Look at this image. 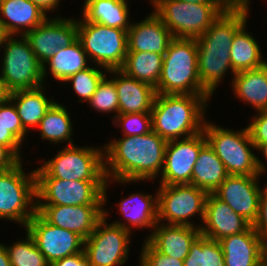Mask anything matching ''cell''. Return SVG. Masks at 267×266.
I'll return each instance as SVG.
<instances>
[{
    "label": "cell",
    "mask_w": 267,
    "mask_h": 266,
    "mask_svg": "<svg viewBox=\"0 0 267 266\" xmlns=\"http://www.w3.org/2000/svg\"><path fill=\"white\" fill-rule=\"evenodd\" d=\"M168 141L156 132L139 136L113 138L104 147V205L111 183L125 184L152 181L163 170L165 149Z\"/></svg>",
    "instance_id": "6da1fadb"
},
{
    "label": "cell",
    "mask_w": 267,
    "mask_h": 266,
    "mask_svg": "<svg viewBox=\"0 0 267 266\" xmlns=\"http://www.w3.org/2000/svg\"><path fill=\"white\" fill-rule=\"evenodd\" d=\"M249 12L224 10L197 40L198 74L201 85L213 96L219 83L231 71L230 47L235 34L246 24ZM229 70V71H228Z\"/></svg>",
    "instance_id": "7a4b0ae2"
},
{
    "label": "cell",
    "mask_w": 267,
    "mask_h": 266,
    "mask_svg": "<svg viewBox=\"0 0 267 266\" xmlns=\"http://www.w3.org/2000/svg\"><path fill=\"white\" fill-rule=\"evenodd\" d=\"M211 96L157 93L151 110L152 131L166 141L202 132Z\"/></svg>",
    "instance_id": "3957f363"
},
{
    "label": "cell",
    "mask_w": 267,
    "mask_h": 266,
    "mask_svg": "<svg viewBox=\"0 0 267 266\" xmlns=\"http://www.w3.org/2000/svg\"><path fill=\"white\" fill-rule=\"evenodd\" d=\"M203 133L209 146L223 162L228 175L263 176L266 174L267 165L257 154H254L253 150L256 147L247 126L234 131L231 128L215 125L206 119Z\"/></svg>",
    "instance_id": "277c9868"
},
{
    "label": "cell",
    "mask_w": 267,
    "mask_h": 266,
    "mask_svg": "<svg viewBox=\"0 0 267 266\" xmlns=\"http://www.w3.org/2000/svg\"><path fill=\"white\" fill-rule=\"evenodd\" d=\"M158 94L211 95L200 82L196 38H173L163 55Z\"/></svg>",
    "instance_id": "5b68a950"
},
{
    "label": "cell",
    "mask_w": 267,
    "mask_h": 266,
    "mask_svg": "<svg viewBox=\"0 0 267 266\" xmlns=\"http://www.w3.org/2000/svg\"><path fill=\"white\" fill-rule=\"evenodd\" d=\"M43 163V164H42ZM35 168L36 178H58L74 181H106L104 147L64 146L49 160Z\"/></svg>",
    "instance_id": "8992f818"
},
{
    "label": "cell",
    "mask_w": 267,
    "mask_h": 266,
    "mask_svg": "<svg viewBox=\"0 0 267 266\" xmlns=\"http://www.w3.org/2000/svg\"><path fill=\"white\" fill-rule=\"evenodd\" d=\"M150 5L174 38L201 36L224 11L216 2L155 0Z\"/></svg>",
    "instance_id": "52a82bcc"
},
{
    "label": "cell",
    "mask_w": 267,
    "mask_h": 266,
    "mask_svg": "<svg viewBox=\"0 0 267 266\" xmlns=\"http://www.w3.org/2000/svg\"><path fill=\"white\" fill-rule=\"evenodd\" d=\"M23 162L0 171V219L25 228L36 213V176L34 169L25 174Z\"/></svg>",
    "instance_id": "ba28073f"
},
{
    "label": "cell",
    "mask_w": 267,
    "mask_h": 266,
    "mask_svg": "<svg viewBox=\"0 0 267 266\" xmlns=\"http://www.w3.org/2000/svg\"><path fill=\"white\" fill-rule=\"evenodd\" d=\"M1 48L0 51H4L0 61V78L9 93L46 85L43 65L25 36L10 35Z\"/></svg>",
    "instance_id": "9c48e42d"
},
{
    "label": "cell",
    "mask_w": 267,
    "mask_h": 266,
    "mask_svg": "<svg viewBox=\"0 0 267 266\" xmlns=\"http://www.w3.org/2000/svg\"><path fill=\"white\" fill-rule=\"evenodd\" d=\"M77 27L78 39L89 62L107 70L123 67L128 52L127 31L87 22L83 18H78Z\"/></svg>",
    "instance_id": "30bf717a"
},
{
    "label": "cell",
    "mask_w": 267,
    "mask_h": 266,
    "mask_svg": "<svg viewBox=\"0 0 267 266\" xmlns=\"http://www.w3.org/2000/svg\"><path fill=\"white\" fill-rule=\"evenodd\" d=\"M158 222L175 225H196L194 216L203 222L205 201L208 193L192 184L159 185ZM191 218V219H190ZM192 221V222H191Z\"/></svg>",
    "instance_id": "8fae6325"
},
{
    "label": "cell",
    "mask_w": 267,
    "mask_h": 266,
    "mask_svg": "<svg viewBox=\"0 0 267 266\" xmlns=\"http://www.w3.org/2000/svg\"><path fill=\"white\" fill-rule=\"evenodd\" d=\"M109 210L104 205V216L93 233L84 240V252L92 266H120L129 257L132 233L114 223H107Z\"/></svg>",
    "instance_id": "7c38bea8"
},
{
    "label": "cell",
    "mask_w": 267,
    "mask_h": 266,
    "mask_svg": "<svg viewBox=\"0 0 267 266\" xmlns=\"http://www.w3.org/2000/svg\"><path fill=\"white\" fill-rule=\"evenodd\" d=\"M105 181L36 178V205H104Z\"/></svg>",
    "instance_id": "4fadbf2b"
},
{
    "label": "cell",
    "mask_w": 267,
    "mask_h": 266,
    "mask_svg": "<svg viewBox=\"0 0 267 266\" xmlns=\"http://www.w3.org/2000/svg\"><path fill=\"white\" fill-rule=\"evenodd\" d=\"M25 231L34 239L39 251L50 264L84 249V239L77 233L51 225L37 212L27 223Z\"/></svg>",
    "instance_id": "5bb4252c"
},
{
    "label": "cell",
    "mask_w": 267,
    "mask_h": 266,
    "mask_svg": "<svg viewBox=\"0 0 267 266\" xmlns=\"http://www.w3.org/2000/svg\"><path fill=\"white\" fill-rule=\"evenodd\" d=\"M206 143L203 131L187 138L168 141L159 184H191L193 167L199 151Z\"/></svg>",
    "instance_id": "9a60e30c"
},
{
    "label": "cell",
    "mask_w": 267,
    "mask_h": 266,
    "mask_svg": "<svg viewBox=\"0 0 267 266\" xmlns=\"http://www.w3.org/2000/svg\"><path fill=\"white\" fill-rule=\"evenodd\" d=\"M49 18L24 35L42 65L78 38L77 19L58 14Z\"/></svg>",
    "instance_id": "2e32d148"
},
{
    "label": "cell",
    "mask_w": 267,
    "mask_h": 266,
    "mask_svg": "<svg viewBox=\"0 0 267 266\" xmlns=\"http://www.w3.org/2000/svg\"><path fill=\"white\" fill-rule=\"evenodd\" d=\"M36 212L49 224L73 231L86 240L104 216V205H36Z\"/></svg>",
    "instance_id": "e0dca14e"
},
{
    "label": "cell",
    "mask_w": 267,
    "mask_h": 266,
    "mask_svg": "<svg viewBox=\"0 0 267 266\" xmlns=\"http://www.w3.org/2000/svg\"><path fill=\"white\" fill-rule=\"evenodd\" d=\"M259 177L228 175L213 194L253 224L259 209L261 190Z\"/></svg>",
    "instance_id": "ac0fdd59"
},
{
    "label": "cell",
    "mask_w": 267,
    "mask_h": 266,
    "mask_svg": "<svg viewBox=\"0 0 267 266\" xmlns=\"http://www.w3.org/2000/svg\"><path fill=\"white\" fill-rule=\"evenodd\" d=\"M252 224L232 210L228 204L208 193L205 201L204 219L200 234L211 240L219 241L224 237L246 231Z\"/></svg>",
    "instance_id": "d6986e66"
},
{
    "label": "cell",
    "mask_w": 267,
    "mask_h": 266,
    "mask_svg": "<svg viewBox=\"0 0 267 266\" xmlns=\"http://www.w3.org/2000/svg\"><path fill=\"white\" fill-rule=\"evenodd\" d=\"M107 75L112 77L116 86L119 114L151 113L157 95L155 87L127 76L120 69L108 70Z\"/></svg>",
    "instance_id": "ffe728a7"
},
{
    "label": "cell",
    "mask_w": 267,
    "mask_h": 266,
    "mask_svg": "<svg viewBox=\"0 0 267 266\" xmlns=\"http://www.w3.org/2000/svg\"><path fill=\"white\" fill-rule=\"evenodd\" d=\"M173 38L161 19L151 12L145 19L132 23L128 29V52H156L164 55Z\"/></svg>",
    "instance_id": "44dd1931"
},
{
    "label": "cell",
    "mask_w": 267,
    "mask_h": 266,
    "mask_svg": "<svg viewBox=\"0 0 267 266\" xmlns=\"http://www.w3.org/2000/svg\"><path fill=\"white\" fill-rule=\"evenodd\" d=\"M200 235V228L188 225L157 223L145 240L158 252L184 260L191 244Z\"/></svg>",
    "instance_id": "7402d4cb"
},
{
    "label": "cell",
    "mask_w": 267,
    "mask_h": 266,
    "mask_svg": "<svg viewBox=\"0 0 267 266\" xmlns=\"http://www.w3.org/2000/svg\"><path fill=\"white\" fill-rule=\"evenodd\" d=\"M225 266H261L266 240L260 237L252 225L238 234L219 240Z\"/></svg>",
    "instance_id": "603a6c76"
},
{
    "label": "cell",
    "mask_w": 267,
    "mask_h": 266,
    "mask_svg": "<svg viewBox=\"0 0 267 266\" xmlns=\"http://www.w3.org/2000/svg\"><path fill=\"white\" fill-rule=\"evenodd\" d=\"M155 196V197H154ZM118 214L124 219L114 220L115 225L123 227L133 233L132 228H150L151 231L158 223V193L155 195L144 193H131L117 204ZM124 220H126L124 222Z\"/></svg>",
    "instance_id": "cb8c5ba5"
},
{
    "label": "cell",
    "mask_w": 267,
    "mask_h": 266,
    "mask_svg": "<svg viewBox=\"0 0 267 266\" xmlns=\"http://www.w3.org/2000/svg\"><path fill=\"white\" fill-rule=\"evenodd\" d=\"M48 17L30 0H0V20L9 35L24 36Z\"/></svg>",
    "instance_id": "d4e9b609"
},
{
    "label": "cell",
    "mask_w": 267,
    "mask_h": 266,
    "mask_svg": "<svg viewBox=\"0 0 267 266\" xmlns=\"http://www.w3.org/2000/svg\"><path fill=\"white\" fill-rule=\"evenodd\" d=\"M231 80L230 86L236 98L256 111L267 110V68L264 65L236 72Z\"/></svg>",
    "instance_id": "484cf974"
},
{
    "label": "cell",
    "mask_w": 267,
    "mask_h": 266,
    "mask_svg": "<svg viewBox=\"0 0 267 266\" xmlns=\"http://www.w3.org/2000/svg\"><path fill=\"white\" fill-rule=\"evenodd\" d=\"M45 86L18 90L9 93V99L14 103L23 127L30 133L44 117L46 111L55 102L54 97L46 96Z\"/></svg>",
    "instance_id": "4316f807"
},
{
    "label": "cell",
    "mask_w": 267,
    "mask_h": 266,
    "mask_svg": "<svg viewBox=\"0 0 267 266\" xmlns=\"http://www.w3.org/2000/svg\"><path fill=\"white\" fill-rule=\"evenodd\" d=\"M88 61V56L77 38L69 46L60 48L53 57L43 64L44 83L48 76L47 70H49L51 77L53 76L52 78L64 83L71 75L88 68L90 66Z\"/></svg>",
    "instance_id": "83f0119b"
},
{
    "label": "cell",
    "mask_w": 267,
    "mask_h": 266,
    "mask_svg": "<svg viewBox=\"0 0 267 266\" xmlns=\"http://www.w3.org/2000/svg\"><path fill=\"white\" fill-rule=\"evenodd\" d=\"M227 176L228 173L223 162L206 143L199 151L197 161L193 167L191 184L205 190L207 193H214Z\"/></svg>",
    "instance_id": "f1b7e54d"
},
{
    "label": "cell",
    "mask_w": 267,
    "mask_h": 266,
    "mask_svg": "<svg viewBox=\"0 0 267 266\" xmlns=\"http://www.w3.org/2000/svg\"><path fill=\"white\" fill-rule=\"evenodd\" d=\"M81 14L87 22H95L125 31H128L132 24L128 0H95L87 5Z\"/></svg>",
    "instance_id": "f546056e"
},
{
    "label": "cell",
    "mask_w": 267,
    "mask_h": 266,
    "mask_svg": "<svg viewBox=\"0 0 267 266\" xmlns=\"http://www.w3.org/2000/svg\"><path fill=\"white\" fill-rule=\"evenodd\" d=\"M66 108V106L55 101L46 111L36 127L37 130L39 129L41 139L50 141L54 145L67 141V146L75 144L71 137L74 134L73 123Z\"/></svg>",
    "instance_id": "4dcf8cb0"
},
{
    "label": "cell",
    "mask_w": 267,
    "mask_h": 266,
    "mask_svg": "<svg viewBox=\"0 0 267 266\" xmlns=\"http://www.w3.org/2000/svg\"><path fill=\"white\" fill-rule=\"evenodd\" d=\"M247 23L235 34L230 47V60L235 72L256 69L264 65L258 41L247 31Z\"/></svg>",
    "instance_id": "1f68e13d"
},
{
    "label": "cell",
    "mask_w": 267,
    "mask_h": 266,
    "mask_svg": "<svg viewBox=\"0 0 267 266\" xmlns=\"http://www.w3.org/2000/svg\"><path fill=\"white\" fill-rule=\"evenodd\" d=\"M163 66V55L156 52H127L123 67L120 69L127 76L158 85Z\"/></svg>",
    "instance_id": "d6a6232c"
},
{
    "label": "cell",
    "mask_w": 267,
    "mask_h": 266,
    "mask_svg": "<svg viewBox=\"0 0 267 266\" xmlns=\"http://www.w3.org/2000/svg\"><path fill=\"white\" fill-rule=\"evenodd\" d=\"M184 266H225L224 255L219 241L201 234L191 244Z\"/></svg>",
    "instance_id": "836d02e7"
},
{
    "label": "cell",
    "mask_w": 267,
    "mask_h": 266,
    "mask_svg": "<svg viewBox=\"0 0 267 266\" xmlns=\"http://www.w3.org/2000/svg\"><path fill=\"white\" fill-rule=\"evenodd\" d=\"M25 239L5 244L12 266H49L45 256L37 248L34 239L25 231ZM7 245V246H6Z\"/></svg>",
    "instance_id": "e575fe53"
},
{
    "label": "cell",
    "mask_w": 267,
    "mask_h": 266,
    "mask_svg": "<svg viewBox=\"0 0 267 266\" xmlns=\"http://www.w3.org/2000/svg\"><path fill=\"white\" fill-rule=\"evenodd\" d=\"M92 65L84 70L71 75L65 83L72 84L74 94L79 97L78 102H88L92 95L95 93L99 83L105 76H108V70L101 67H91ZM104 69V71L102 70Z\"/></svg>",
    "instance_id": "d590c367"
},
{
    "label": "cell",
    "mask_w": 267,
    "mask_h": 266,
    "mask_svg": "<svg viewBox=\"0 0 267 266\" xmlns=\"http://www.w3.org/2000/svg\"><path fill=\"white\" fill-rule=\"evenodd\" d=\"M87 104L98 113H113L112 121L119 114V103L116 86L111 77H104L99 83L95 93Z\"/></svg>",
    "instance_id": "8d00e7d4"
},
{
    "label": "cell",
    "mask_w": 267,
    "mask_h": 266,
    "mask_svg": "<svg viewBox=\"0 0 267 266\" xmlns=\"http://www.w3.org/2000/svg\"><path fill=\"white\" fill-rule=\"evenodd\" d=\"M112 123L122 129L123 136H139L152 131L151 113L118 114Z\"/></svg>",
    "instance_id": "74e56055"
},
{
    "label": "cell",
    "mask_w": 267,
    "mask_h": 266,
    "mask_svg": "<svg viewBox=\"0 0 267 266\" xmlns=\"http://www.w3.org/2000/svg\"><path fill=\"white\" fill-rule=\"evenodd\" d=\"M0 123L8 127L22 143L25 142L29 132L23 127L17 109L9 98L0 104Z\"/></svg>",
    "instance_id": "f35d334b"
},
{
    "label": "cell",
    "mask_w": 267,
    "mask_h": 266,
    "mask_svg": "<svg viewBox=\"0 0 267 266\" xmlns=\"http://www.w3.org/2000/svg\"><path fill=\"white\" fill-rule=\"evenodd\" d=\"M139 255L140 266H184V261L156 251L146 240Z\"/></svg>",
    "instance_id": "ab89813d"
},
{
    "label": "cell",
    "mask_w": 267,
    "mask_h": 266,
    "mask_svg": "<svg viewBox=\"0 0 267 266\" xmlns=\"http://www.w3.org/2000/svg\"><path fill=\"white\" fill-rule=\"evenodd\" d=\"M257 115H253L252 120L247 129L249 131L251 140L256 149L267 142V110L256 111Z\"/></svg>",
    "instance_id": "60d3db41"
},
{
    "label": "cell",
    "mask_w": 267,
    "mask_h": 266,
    "mask_svg": "<svg viewBox=\"0 0 267 266\" xmlns=\"http://www.w3.org/2000/svg\"><path fill=\"white\" fill-rule=\"evenodd\" d=\"M252 227L260 237L267 239V183L261 187L258 214Z\"/></svg>",
    "instance_id": "b9f144b4"
},
{
    "label": "cell",
    "mask_w": 267,
    "mask_h": 266,
    "mask_svg": "<svg viewBox=\"0 0 267 266\" xmlns=\"http://www.w3.org/2000/svg\"><path fill=\"white\" fill-rule=\"evenodd\" d=\"M0 144L7 146L20 160H22V143L8 127L0 123Z\"/></svg>",
    "instance_id": "7bdbcfd3"
},
{
    "label": "cell",
    "mask_w": 267,
    "mask_h": 266,
    "mask_svg": "<svg viewBox=\"0 0 267 266\" xmlns=\"http://www.w3.org/2000/svg\"><path fill=\"white\" fill-rule=\"evenodd\" d=\"M49 266H92L84 250L78 254L64 257L49 264Z\"/></svg>",
    "instance_id": "ee69618b"
},
{
    "label": "cell",
    "mask_w": 267,
    "mask_h": 266,
    "mask_svg": "<svg viewBox=\"0 0 267 266\" xmlns=\"http://www.w3.org/2000/svg\"><path fill=\"white\" fill-rule=\"evenodd\" d=\"M20 161L7 146L0 144V171L9 170Z\"/></svg>",
    "instance_id": "f6af8a7d"
},
{
    "label": "cell",
    "mask_w": 267,
    "mask_h": 266,
    "mask_svg": "<svg viewBox=\"0 0 267 266\" xmlns=\"http://www.w3.org/2000/svg\"><path fill=\"white\" fill-rule=\"evenodd\" d=\"M223 10H244L250 12V0H213Z\"/></svg>",
    "instance_id": "bcb514c9"
},
{
    "label": "cell",
    "mask_w": 267,
    "mask_h": 266,
    "mask_svg": "<svg viewBox=\"0 0 267 266\" xmlns=\"http://www.w3.org/2000/svg\"><path fill=\"white\" fill-rule=\"evenodd\" d=\"M37 5L44 13L48 14L59 7L61 0H30ZM58 6V7H57Z\"/></svg>",
    "instance_id": "7dc6e473"
},
{
    "label": "cell",
    "mask_w": 267,
    "mask_h": 266,
    "mask_svg": "<svg viewBox=\"0 0 267 266\" xmlns=\"http://www.w3.org/2000/svg\"><path fill=\"white\" fill-rule=\"evenodd\" d=\"M0 266H12L5 244L0 242Z\"/></svg>",
    "instance_id": "c3c4849f"
},
{
    "label": "cell",
    "mask_w": 267,
    "mask_h": 266,
    "mask_svg": "<svg viewBox=\"0 0 267 266\" xmlns=\"http://www.w3.org/2000/svg\"><path fill=\"white\" fill-rule=\"evenodd\" d=\"M9 98V92L6 89L4 82L0 78V104L5 102Z\"/></svg>",
    "instance_id": "681fc988"
},
{
    "label": "cell",
    "mask_w": 267,
    "mask_h": 266,
    "mask_svg": "<svg viewBox=\"0 0 267 266\" xmlns=\"http://www.w3.org/2000/svg\"><path fill=\"white\" fill-rule=\"evenodd\" d=\"M10 35L7 33L4 24L2 23V21L0 20V48L2 47V45L4 44V42L6 41V39L9 37Z\"/></svg>",
    "instance_id": "f907efd6"
},
{
    "label": "cell",
    "mask_w": 267,
    "mask_h": 266,
    "mask_svg": "<svg viewBox=\"0 0 267 266\" xmlns=\"http://www.w3.org/2000/svg\"><path fill=\"white\" fill-rule=\"evenodd\" d=\"M259 151V153L262 154V156L265 158V162H267V142L264 144H261L257 149L256 152Z\"/></svg>",
    "instance_id": "816d5d0a"
},
{
    "label": "cell",
    "mask_w": 267,
    "mask_h": 266,
    "mask_svg": "<svg viewBox=\"0 0 267 266\" xmlns=\"http://www.w3.org/2000/svg\"><path fill=\"white\" fill-rule=\"evenodd\" d=\"M261 266H267V246H265L263 253H262Z\"/></svg>",
    "instance_id": "f5cc1de1"
},
{
    "label": "cell",
    "mask_w": 267,
    "mask_h": 266,
    "mask_svg": "<svg viewBox=\"0 0 267 266\" xmlns=\"http://www.w3.org/2000/svg\"><path fill=\"white\" fill-rule=\"evenodd\" d=\"M188 3L214 2L213 0H181Z\"/></svg>",
    "instance_id": "db71d44e"
},
{
    "label": "cell",
    "mask_w": 267,
    "mask_h": 266,
    "mask_svg": "<svg viewBox=\"0 0 267 266\" xmlns=\"http://www.w3.org/2000/svg\"><path fill=\"white\" fill-rule=\"evenodd\" d=\"M93 1H95V0H84V5H83V7H82V10L87 6V5H89L90 3H92Z\"/></svg>",
    "instance_id": "11a10c76"
},
{
    "label": "cell",
    "mask_w": 267,
    "mask_h": 266,
    "mask_svg": "<svg viewBox=\"0 0 267 266\" xmlns=\"http://www.w3.org/2000/svg\"><path fill=\"white\" fill-rule=\"evenodd\" d=\"M264 66L267 68V60L264 59Z\"/></svg>",
    "instance_id": "9f6ffc18"
}]
</instances>
